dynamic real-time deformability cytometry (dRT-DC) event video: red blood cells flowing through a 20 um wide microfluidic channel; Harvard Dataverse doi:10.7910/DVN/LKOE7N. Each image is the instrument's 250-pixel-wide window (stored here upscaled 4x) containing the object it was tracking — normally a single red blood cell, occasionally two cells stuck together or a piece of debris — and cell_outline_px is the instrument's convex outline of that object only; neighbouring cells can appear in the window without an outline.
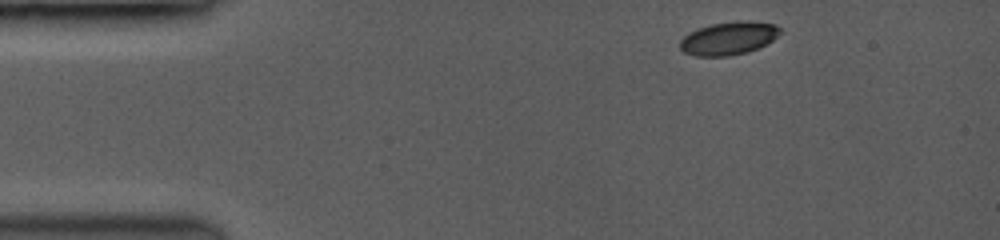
{"species": "common noctule bat (a hibernating species)", "species_latin": "Nyctalus noctula", "temperature_condition": "room temperature", "stored_images_in_passage": 34, "camera_frame_rate_fps": 3500, "um_per_image_px": 0.085, "animal": {"sex": "female", "body_mass_g": 19.0, "forearm_length_mm": 53.3}, "frame": {"image": 1, "passage_image": 1, "time_ms": 0.0, "image_size_px": [1000, 240], "cell_outline_px": [[780, 32], [772, 40], [756, 48], [744, 52], [728, 56], [696, 56], [684, 52], [680, 48], [680, 40], [684, 36], [700, 28], [712, 24], [772, 24], [780, 28]], "centroid_in_image_um": [61.84, 3.32], "position_along_channel_um": 23.2, "area_um2": 17.86}}
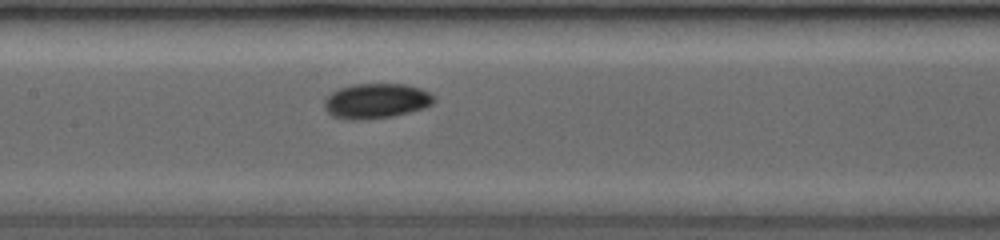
{"frame": {"image": 2, "passage_image": 15, "time_ms": 5.714, "image_size_px": [1000, 240], "cell_outline_px": [[432, 104], [420, 108], [388, 116], [360, 120], [352, 120], [332, 116], [328, 112], [324, 104], [328, 96], [332, 92], [340, 88], [352, 84], [404, 84], [420, 88], [428, 92], [432, 96]], "centroid_in_image_um": [31.91, 8.56], "position_along_channel_um": 175.5, "area_um2": 21.68}}
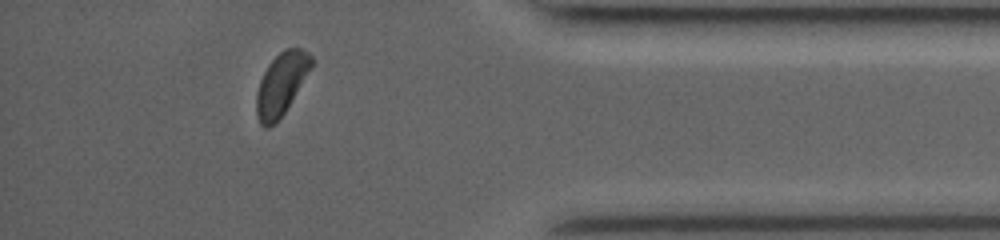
{"frame": {"image": 3, "passage_image": 30, "time_ms": 12.0, "image_size_px": [1000, 240], "cell_outline_px": [[316, 60], [312, 68], [284, 112], [268, 128], [264, 128], [260, 124], [256, 116], [256, 92], [260, 80], [268, 64], [284, 48], [300, 48], [308, 52]], "centroid_in_image_um": [23.92, 7.1], "position_along_channel_um": 411.3, "area_um2": 19.94}, "authors_computed_cell_mechanics": {"area_um2": 20.3456, "velocity_mm_per_s": 4.0256, "shape_relaxation_time_tau1_ms": 3.2303, "shape_relaxation_time_tau2_ms": null, "deformation_change_tau1": 0.066, "deformation_change_tau2": null}}